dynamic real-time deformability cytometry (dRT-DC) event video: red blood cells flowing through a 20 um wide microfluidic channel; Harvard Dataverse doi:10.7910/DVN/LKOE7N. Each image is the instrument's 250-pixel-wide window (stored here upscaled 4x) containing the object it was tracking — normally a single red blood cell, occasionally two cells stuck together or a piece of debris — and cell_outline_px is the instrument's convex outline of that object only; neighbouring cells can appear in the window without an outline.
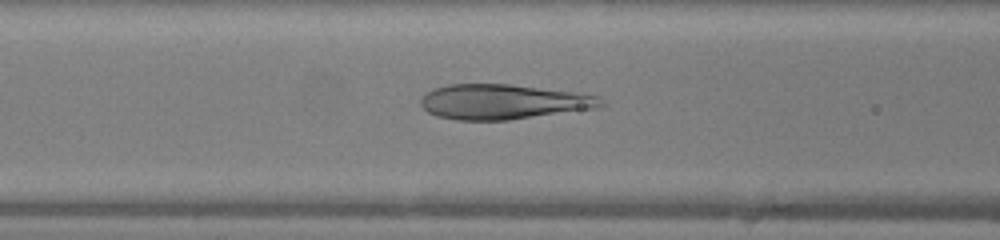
{"species": "human", "species_latin": "Homo sapiens", "temperature_condition": "warm", "stored_images_in_passage": 45, "camera_frame_rate_fps": 3000, "um_per_image_px": 0.085, "donor": {"sex": "female"}, "frame": {"image": 1, "passage_image": 17, "time_ms": 5.333, "image_size_px": [1000, 240], "cell_outline_px": [[604, 104], [596, 108], [508, 120], [456, 120], [436, 116], [428, 112], [420, 104], [420, 100], [432, 88], [448, 84], [508, 84], [576, 92], [600, 96]], "centroid_in_image_um": [42.75, 8.65], "position_along_channel_um": 123.9, "area_um2": 36.65}}
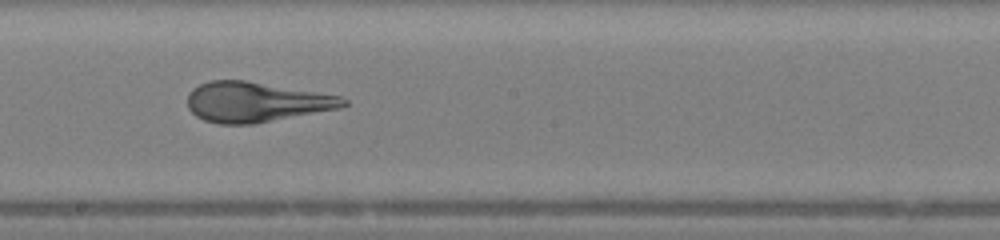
{"frame": {"image": 2, "passage_image": 24, "time_ms": 7.667, "image_size_px": [1000, 240], "cell_outline_px": [[348, 104], [340, 108], [252, 124], [216, 124], [204, 120], [196, 116], [188, 108], [188, 92], [192, 88], [200, 84], [212, 80], [244, 80], [340, 96], [348, 100]], "centroid_in_image_um": [21.72, 8.67], "position_along_channel_um": 226.5, "area_um2": 36.13}}
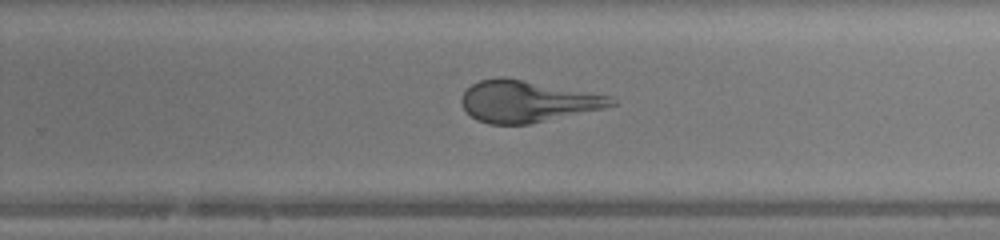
{"frame": {"image": 3, "passage_image": 28, "time_ms": 9.0, "image_size_px": [1000, 240], "cell_outline_px": [[616, 104], [604, 108], [528, 124], [488, 124], [476, 120], [464, 108], [460, 100], [464, 92], [472, 84], [480, 80], [500, 76], [504, 76], [608, 96], [616, 100]], "centroid_in_image_um": [44.76, 8.61], "position_along_channel_um": 285.0, "area_um2": 35.84}, "authors_computed_cell_mechanics": {"area_um2": 38.2636, "velocity_mm_per_s": 4.4057, "shape_relaxation_time_tau1_ms": 9.0879, "shape_relaxation_time_tau2_ms": 0.9092, "deformation_change_tau1": 0.339, "deformation_change_tau2": 0.0677}}